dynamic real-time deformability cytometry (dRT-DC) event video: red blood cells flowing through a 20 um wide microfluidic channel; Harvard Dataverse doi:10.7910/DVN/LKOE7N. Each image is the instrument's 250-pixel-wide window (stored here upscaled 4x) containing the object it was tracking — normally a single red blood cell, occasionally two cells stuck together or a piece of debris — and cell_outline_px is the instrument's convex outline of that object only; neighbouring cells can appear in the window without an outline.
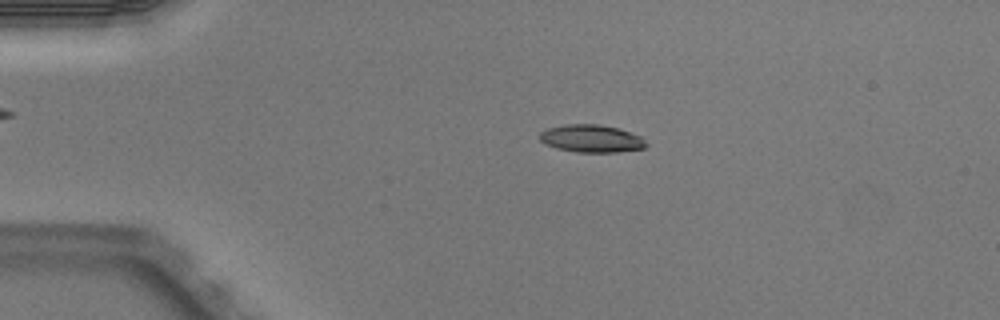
{"species": "Egyptian fruit bat (a non-hibernating species)", "species_latin": "Rousettus aegyptiacus", "temperature_condition": "warm", "stored_images_in_passage": 4, "segment_of_instrument_passage": [1, 2], "camera_frame_rate_fps": 3000, "um_per_image_px": 0.085, "animal": {"sex": "male"}, "frame": {"image": 1, "passage_image": 2, "time_ms": 0.333, "image_size_px": [1000, 320], "cell_outline_px": [[648, 144], [644, 148], [616, 152], [576, 152], [556, 148], [544, 144], [540, 140], [540, 132], [548, 128], [564, 124], [600, 124], [620, 128], [640, 136]], "centroid_in_image_um": [50.26, 11.77], "position_along_channel_um": 34.7, "area_um2": 17.22}}